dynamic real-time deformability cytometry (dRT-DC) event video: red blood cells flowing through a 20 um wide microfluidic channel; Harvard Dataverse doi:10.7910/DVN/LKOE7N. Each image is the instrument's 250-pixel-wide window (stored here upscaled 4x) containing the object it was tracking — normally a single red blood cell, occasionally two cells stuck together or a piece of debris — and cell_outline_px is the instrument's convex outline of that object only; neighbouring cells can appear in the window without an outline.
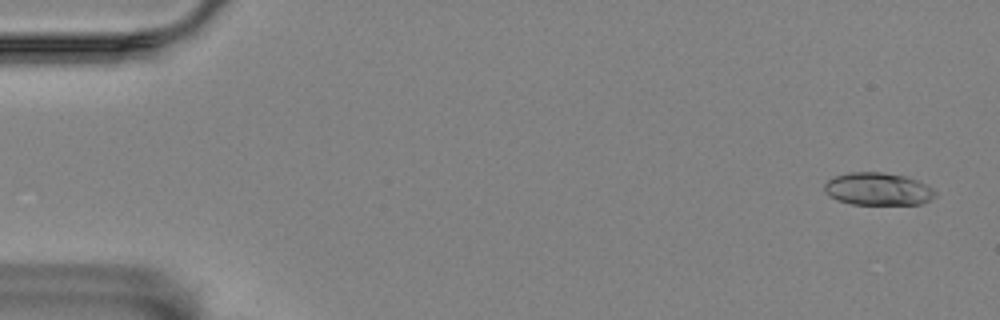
{"species": "Egyptian fruit bat (a non-hibernating species)", "species_latin": "Rousettus aegyptiacus", "temperature_condition": "room temperature", "stored_images_in_passage": 14, "camera_frame_rate_fps": 3000, "um_per_image_px": 0.085, "animal": {"sex": "female"}, "frame": {"image": 1, "passage_image": 1, "time_ms": 0.0, "image_size_px": [1000, 320], "cell_outline_px": [[936, 196], [920, 204], [852, 204], [836, 200], [828, 196], [824, 192], [824, 184], [832, 176], [848, 172], [884, 172], [904, 176], [916, 180], [932, 188], [936, 192]], "centroid_in_image_um": [74.56, 16.06], "position_along_channel_um": 10.4, "area_um2": 21.15}}
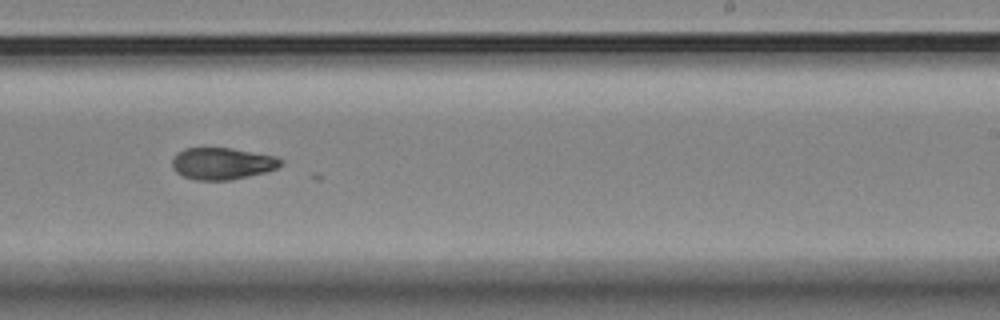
{"frame": {"image": 2, "passage_image": 9, "time_ms": 11.0, "image_size_px": [1000, 320], "cell_outline_px": [[284, 160], [276, 168], [264, 172], [232, 180], [196, 180], [184, 176], [176, 172], [172, 168], [172, 160], [176, 152], [184, 148], [232, 148], [276, 156]], "centroid_in_image_um": [18.86, 13.89], "position_along_channel_um": 270.1, "area_um2": 20.17}}
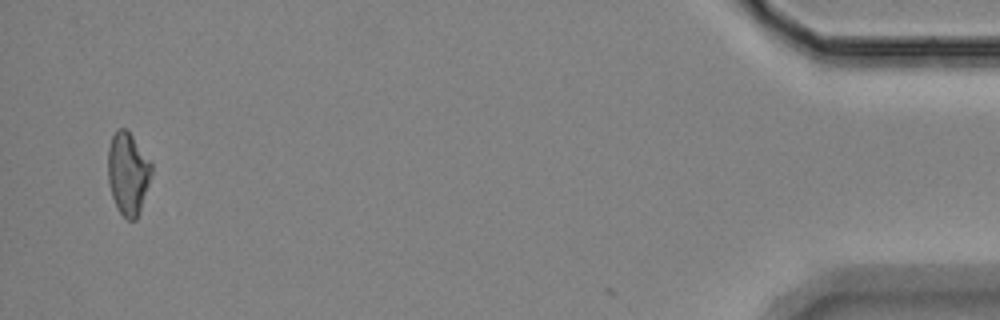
{"frame": {"image": 3, "passage_image": 14, "time_ms": 17.667, "image_size_px": [1000, 320], "cell_outline_px": [[152, 172], [136, 220], [128, 220], [120, 212], [112, 196], [108, 180], [108, 148], [112, 136], [116, 128], [124, 128], [132, 136], [152, 164]], "centroid_in_image_um": [10.86, 14.72], "position_along_channel_um": 424.3, "area_um2": 20.46}}